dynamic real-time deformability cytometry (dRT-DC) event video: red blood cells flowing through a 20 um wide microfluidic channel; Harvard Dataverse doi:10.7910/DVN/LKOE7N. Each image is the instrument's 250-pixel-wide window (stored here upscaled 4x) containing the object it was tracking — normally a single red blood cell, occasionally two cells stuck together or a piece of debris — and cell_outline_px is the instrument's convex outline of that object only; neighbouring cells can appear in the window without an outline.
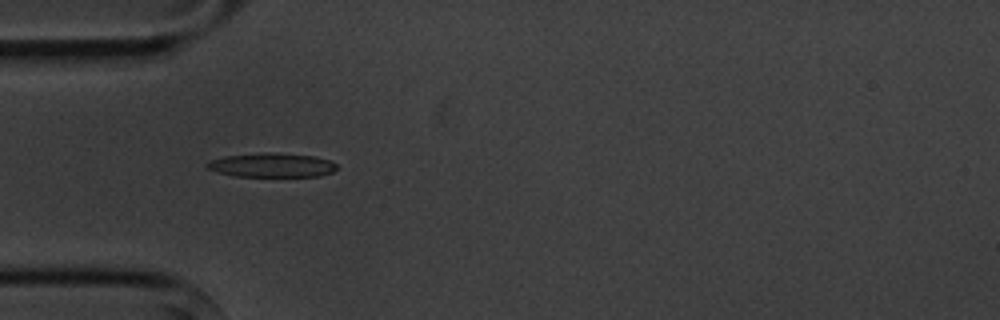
{"species": "common noctule bat (a hibernating species)", "species_latin": "Nyctalus noctula", "temperature_condition": "cold", "stored_images_in_passage": 4, "camera_frame_rate_fps": 3000, "um_per_image_px": 0.085, "animal": {"sex": "male", "body_mass_g": 20.1, "forearm_length_mm": 53.5}, "frame": {"image": 1, "passage_image": 3, "time_ms": 2.333, "image_size_px": [1000, 320], "cell_outline_px": [[336, 168], [332, 172], [320, 176], [236, 176], [216, 172], [208, 168], [204, 164], [212, 160], [224, 156], [264, 152], [276, 152], [312, 156], [328, 160], [336, 164]], "centroid_in_image_um": [23.07, 14.03], "position_along_channel_um": 61.9, "area_um2": 18.15}}
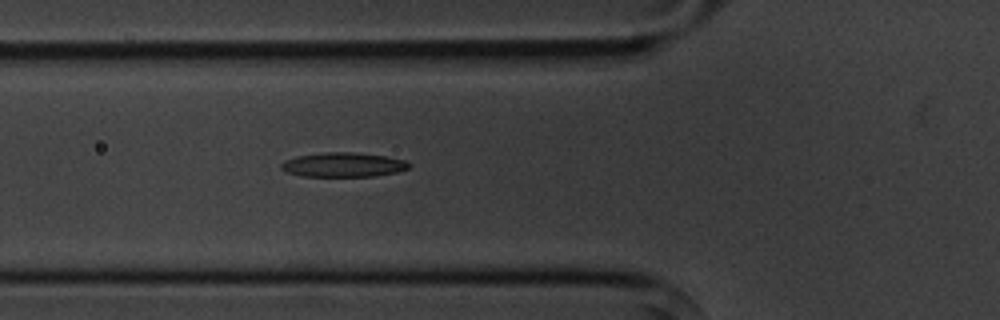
{"frame": {"image": 2, "passage_image": 4, "time_ms": 3.333, "image_size_px": [1000, 320], "cell_outline_px": [[412, 164], [408, 168], [396, 172], [376, 176], [300, 176], [284, 172], [280, 168], [280, 164], [284, 160], [296, 156], [324, 152], [352, 152], [388, 156], [404, 160]], "centroid_in_image_um": [29.14, 14.0], "position_along_channel_um": 96.7, "area_um2": 18.38}}